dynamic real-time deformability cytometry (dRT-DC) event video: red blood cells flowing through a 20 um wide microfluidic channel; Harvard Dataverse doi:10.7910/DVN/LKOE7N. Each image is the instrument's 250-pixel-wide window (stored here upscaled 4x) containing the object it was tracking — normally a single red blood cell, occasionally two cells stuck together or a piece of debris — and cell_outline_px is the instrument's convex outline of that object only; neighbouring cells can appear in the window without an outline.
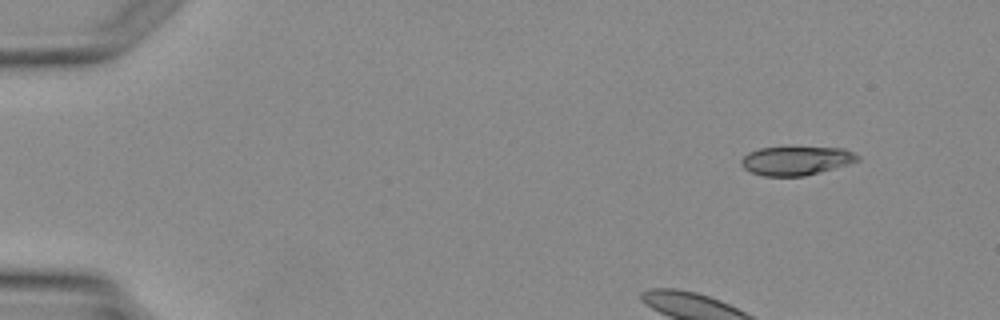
{"species": "Egyptian fruit bat (a non-hibernating species)", "species_latin": "Rousettus aegyptiacus", "temperature_condition": "warm", "stored_images_in_passage": 4, "segment_of_instrument_passage": [2, 2], "camera_frame_rate_fps": 3000, "um_per_image_px": 0.085, "animal": {"sex": "female"}, "frame": {"image": 1, "passage_image": 4, "time_ms": 4.667, "image_size_px": [1000, 320], "cell_outline_px": [[860, 160], [848, 164], [804, 176], [764, 176], [752, 172], [744, 168], [740, 164], [740, 160], [748, 152], [760, 148], [788, 144], [844, 148], [860, 156]], "centroid_in_image_um": [67.66, 13.59], "position_along_channel_um": 17.3, "area_um2": 20.46}}